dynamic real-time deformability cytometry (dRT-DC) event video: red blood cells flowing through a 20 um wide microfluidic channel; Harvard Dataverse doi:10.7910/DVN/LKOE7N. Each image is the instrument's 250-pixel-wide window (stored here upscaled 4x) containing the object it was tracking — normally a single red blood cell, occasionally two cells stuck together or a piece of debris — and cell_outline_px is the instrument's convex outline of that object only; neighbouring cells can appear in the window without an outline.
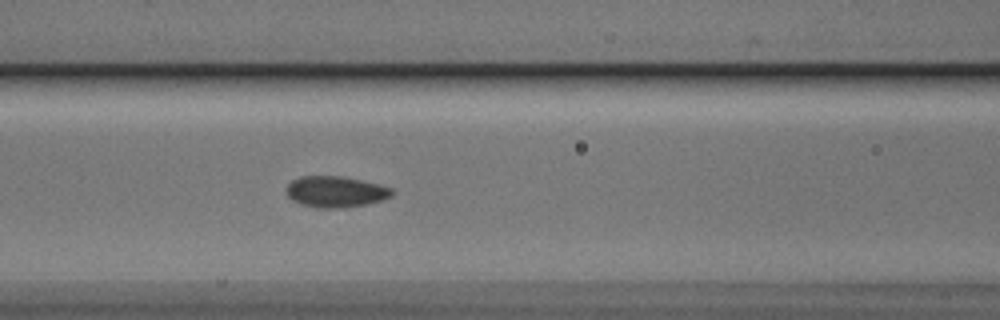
{"species": "Egyptian fruit bat (a non-hibernating species)", "species_latin": "Rousettus aegyptiacus", "temperature_condition": "cold", "stored_images_in_passage": 51, "camera_frame_rate_fps": 3000, "um_per_image_px": 0.085, "animal": {"sex": "male"}, "frame": {"image": 1, "passage_image": 20, "time_ms": 6.333, "image_size_px": [1000, 320], "cell_outline_px": [[392, 196], [384, 200], [368, 204], [344, 208], [316, 208], [300, 204], [292, 200], [288, 196], [288, 184], [292, 180], [300, 176], [340, 176], [380, 184], [392, 188]], "centroid_in_image_um": [28.55, 16.31], "position_along_channel_um": 138.1, "area_um2": 19.25}}
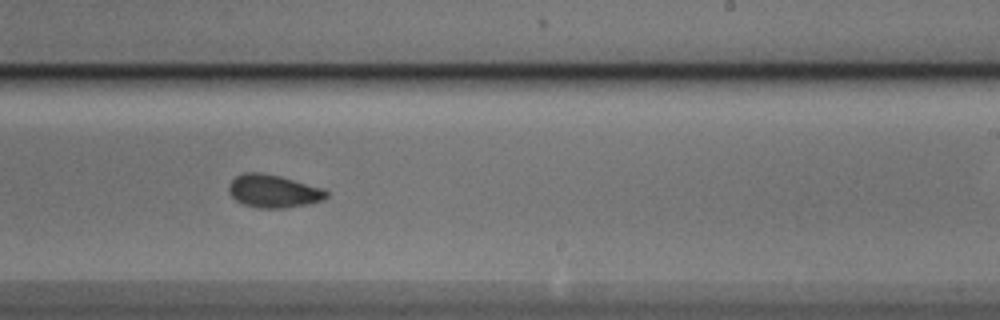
{"frame": {"image": 2, "passage_image": 30, "time_ms": 9.667, "image_size_px": [1000, 320], "cell_outline_px": [[328, 196], [324, 200], [308, 204], [284, 208], [256, 208], [244, 204], [236, 200], [228, 192], [228, 184], [236, 176], [244, 172], [260, 172], [280, 176], [324, 188], [328, 192]], "centroid_in_image_um": [23.25, 16.24], "position_along_channel_um": 265.8, "area_um2": 18.9}}
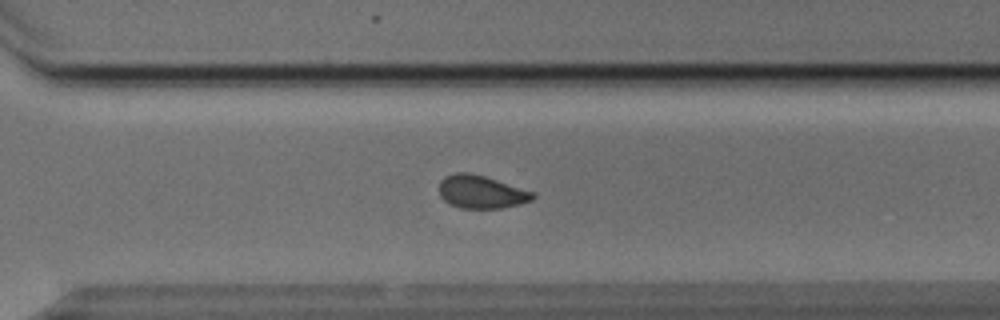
{"frame": {"image": 3, "passage_image": 35, "time_ms": 11.333, "image_size_px": [1000, 320], "cell_outline_px": [[536, 196], [532, 200], [520, 204], [500, 208], [460, 208], [448, 204], [440, 196], [440, 180], [444, 176], [456, 172], [468, 172], [484, 176], [532, 192]], "centroid_in_image_um": [40.85, 16.31], "position_along_channel_um": 329.7, "area_um2": 17.86}}